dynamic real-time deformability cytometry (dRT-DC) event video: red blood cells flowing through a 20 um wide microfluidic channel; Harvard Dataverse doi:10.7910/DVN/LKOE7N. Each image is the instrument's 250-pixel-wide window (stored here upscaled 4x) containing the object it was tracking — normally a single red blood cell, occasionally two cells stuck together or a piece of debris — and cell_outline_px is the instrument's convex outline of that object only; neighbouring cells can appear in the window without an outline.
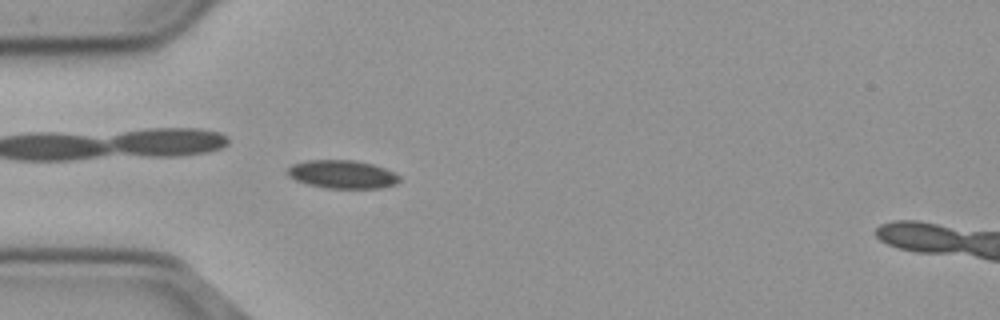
{"species": "common noctule bat (a hibernating species)", "species_latin": "Nyctalus noctula", "temperature_condition": "cold", "stored_images_in_passage": 56, "camera_frame_rate_fps": 3000, "um_per_image_px": 0.085, "animal": {"sex": "male", "body_mass_g": 23.1, "forearm_length_mm": 52.7}, "frame": {"image": 1, "passage_image": 17, "time_ms": 5.333, "image_size_px": [1000, 320], "cell_outline_px": [[400, 180], [396, 184], [380, 188], [324, 188], [308, 184], [296, 180], [288, 176], [284, 172], [292, 164], [308, 160], [352, 160], [372, 164], [384, 168], [400, 176]], "centroid_in_image_um": [29.06, 14.82], "position_along_channel_um": 55.9, "area_um2": 18.44}}
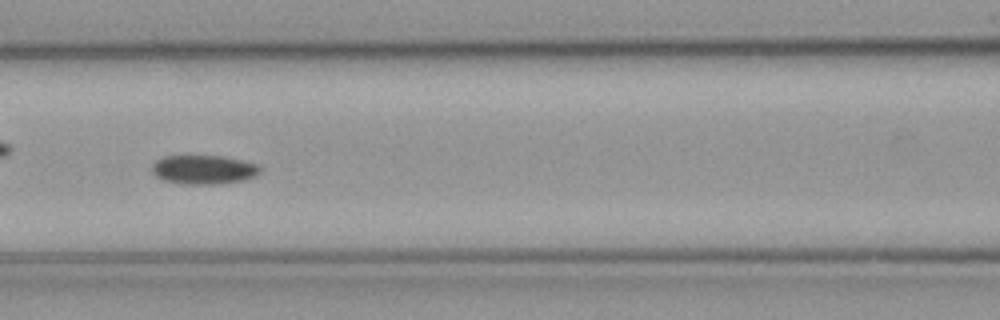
{"frame": {"image": 2, "passage_image": 25, "time_ms": 8.0, "image_size_px": [1000, 320], "cell_outline_px": [[260, 172], [252, 176], [240, 180], [216, 184], [184, 184], [164, 180], [156, 176], [152, 172], [152, 164], [156, 160], [164, 156], [224, 156], [256, 164], [260, 168]], "centroid_in_image_um": [17.25, 14.41], "position_along_channel_um": 149.3, "area_um2": 17.98}}
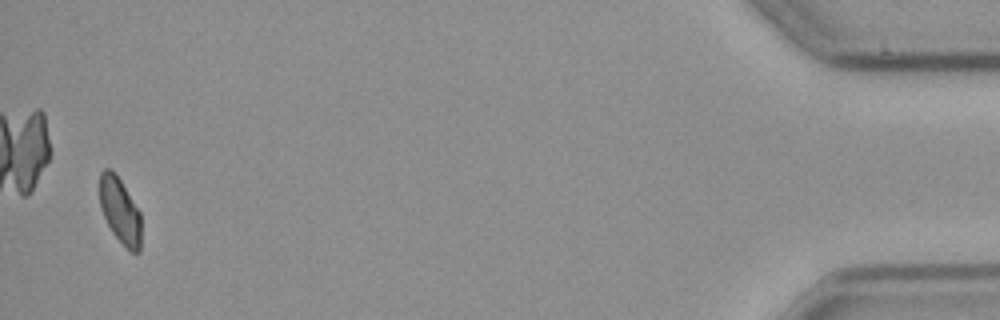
{"frame": {"image": 3, "passage_image": 55, "time_ms": 18.0, "image_size_px": [1000, 320], "cell_outline_px": [[140, 252], [132, 252], [112, 232], [100, 208], [100, 172], [104, 168], [112, 168], [116, 172], [140, 212]], "centroid_in_image_um": [10.18, 17.83], "position_along_channel_um": 425.0, "area_um2": 15.78}}